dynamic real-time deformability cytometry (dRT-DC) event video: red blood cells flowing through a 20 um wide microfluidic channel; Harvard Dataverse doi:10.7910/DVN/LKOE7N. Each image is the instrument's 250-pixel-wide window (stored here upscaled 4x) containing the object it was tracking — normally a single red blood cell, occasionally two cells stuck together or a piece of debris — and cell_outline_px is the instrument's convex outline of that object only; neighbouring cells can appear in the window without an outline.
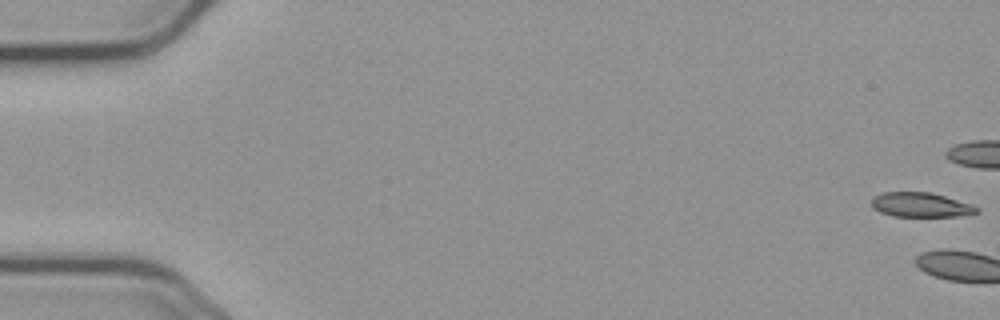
{"species": "common noctule bat (a hibernating species)", "species_latin": "Nyctalus noctula", "temperature_condition": "cold", "stored_images_in_passage": 4, "camera_frame_rate_fps": 3000, "um_per_image_px": 0.085, "animal": {"sex": "male", "body_mass_g": 23.1, "forearm_length_mm": 52.7}, "frame": {"image": 1, "passage_image": 1, "time_ms": 0.0, "image_size_px": [1000, 320], "cell_outline_px": [[980, 212], [956, 216], [892, 216], [880, 212], [872, 208], [872, 196], [884, 192], [932, 192], [972, 204], [980, 208]], "centroid_in_image_um": [78.26, 17.4], "position_along_channel_um": 6.7, "area_um2": 15.14}}